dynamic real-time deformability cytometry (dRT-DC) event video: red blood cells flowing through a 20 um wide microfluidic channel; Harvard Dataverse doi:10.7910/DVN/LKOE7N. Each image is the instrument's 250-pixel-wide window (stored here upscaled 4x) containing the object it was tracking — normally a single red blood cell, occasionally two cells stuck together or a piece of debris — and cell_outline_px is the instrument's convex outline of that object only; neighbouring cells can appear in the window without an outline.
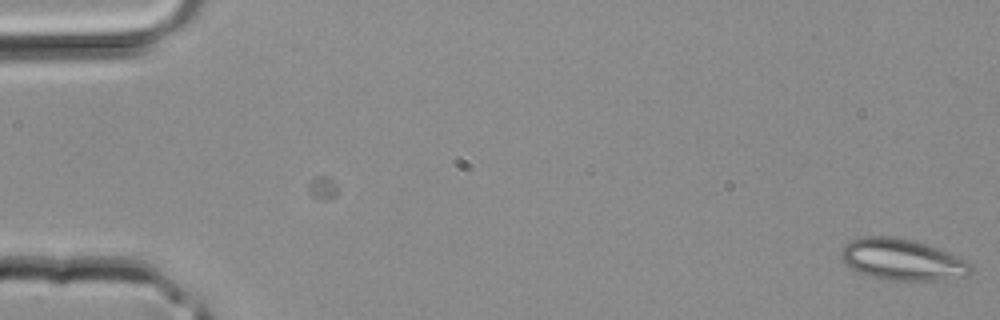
{"species": "common noctule bat (a hibernating species)", "species_latin": "Nyctalus noctula", "temperature_condition": "room temperature", "stored_images_in_passage": 4, "camera_frame_rate_fps": 3000, "um_per_image_px": 0.085, "animal": {"sex": "male", "body_mass_g": 20.4}, "frame": {"image": 1, "passage_image": 4, "time_ms": 1.0, "image_size_px": [1000, 320], "cell_outline_px": [[972, 272], [968, 276], [944, 280], [904, 284], [884, 280], [868, 276], [852, 268], [840, 256], [840, 252], [852, 240], [864, 236], [892, 236], [912, 240], [936, 248], [968, 260], [972, 264]], "centroid_in_image_um": [76.76, 22.13], "position_along_channel_um": 8.2, "area_um2": 31.96}}